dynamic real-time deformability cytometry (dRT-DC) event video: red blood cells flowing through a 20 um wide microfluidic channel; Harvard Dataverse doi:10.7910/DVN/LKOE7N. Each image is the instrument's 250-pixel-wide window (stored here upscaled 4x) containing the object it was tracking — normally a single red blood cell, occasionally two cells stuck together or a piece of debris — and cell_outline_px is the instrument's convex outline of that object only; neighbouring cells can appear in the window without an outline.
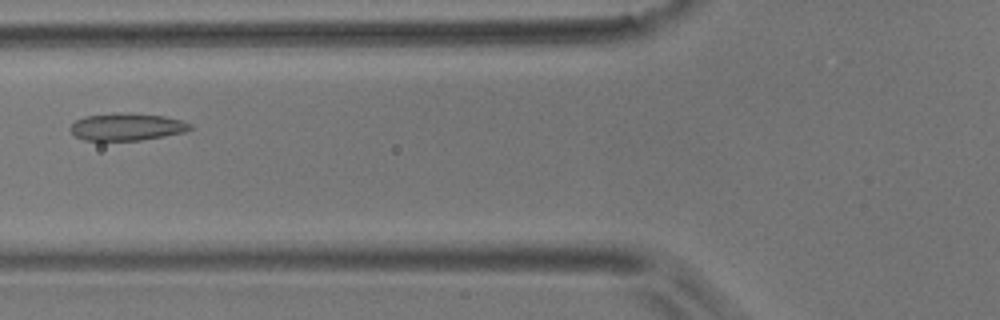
{"species": "common noctule bat (a hibernating species)", "species_latin": "Nyctalus noctula", "temperature_condition": "room temperature", "stored_images_in_passage": 7, "camera_frame_rate_fps": 3000, "um_per_image_px": 0.085, "animal": {"sex": "male", "body_mass_g": 17.9}, "frame": {"image": 1, "passage_image": 5, "time_ms": 4.667, "image_size_px": [1000, 320], "cell_outline_px": [[192, 128], [184, 132], [164, 136], [140, 140], [84, 140], [76, 136], [68, 128], [76, 120], [84, 116], [120, 112], [164, 116], [180, 120], [192, 124]], "centroid_in_image_um": [10.76, 10.77], "position_along_channel_um": 115.0, "area_um2": 18.96}}
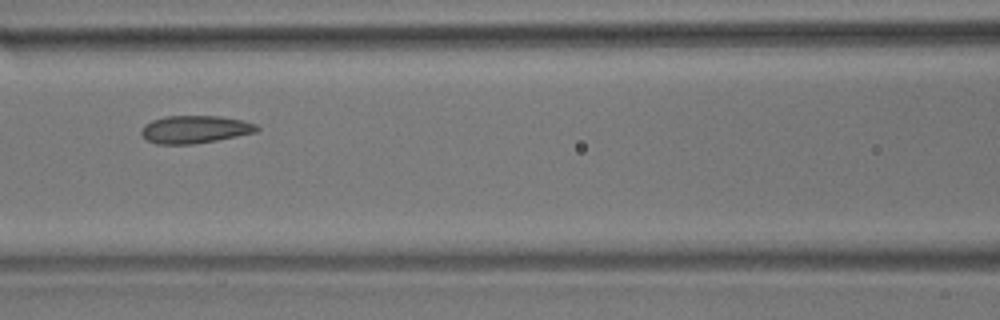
{"frame": {"image": 2, "passage_image": 6, "time_ms": 5.667, "image_size_px": [1000, 320], "cell_outline_px": [[260, 128], [256, 132], [216, 140], [192, 144], [156, 144], [148, 140], [140, 132], [144, 124], [152, 120], [164, 116], [220, 116], [244, 120], [256, 124]], "centroid_in_image_um": [16.57, 10.99], "position_along_channel_um": 150.0, "area_um2": 18.61}}
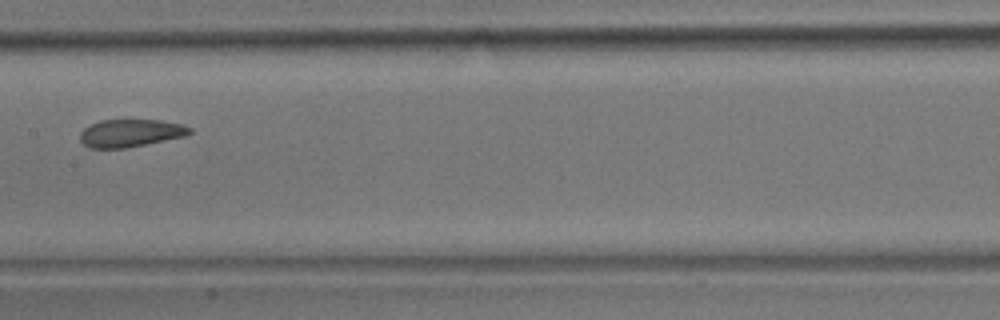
{"frame": {"image": 3, "passage_image": 7, "time_ms": 7.0, "image_size_px": [1000, 320], "cell_outline_px": [[192, 132], [184, 136], [124, 148], [88, 148], [80, 140], [80, 132], [84, 128], [100, 120], [160, 120], [180, 124], [192, 128]], "centroid_in_image_um": [11.06, 11.31], "position_along_channel_um": 196.3, "area_um2": 17.46}}